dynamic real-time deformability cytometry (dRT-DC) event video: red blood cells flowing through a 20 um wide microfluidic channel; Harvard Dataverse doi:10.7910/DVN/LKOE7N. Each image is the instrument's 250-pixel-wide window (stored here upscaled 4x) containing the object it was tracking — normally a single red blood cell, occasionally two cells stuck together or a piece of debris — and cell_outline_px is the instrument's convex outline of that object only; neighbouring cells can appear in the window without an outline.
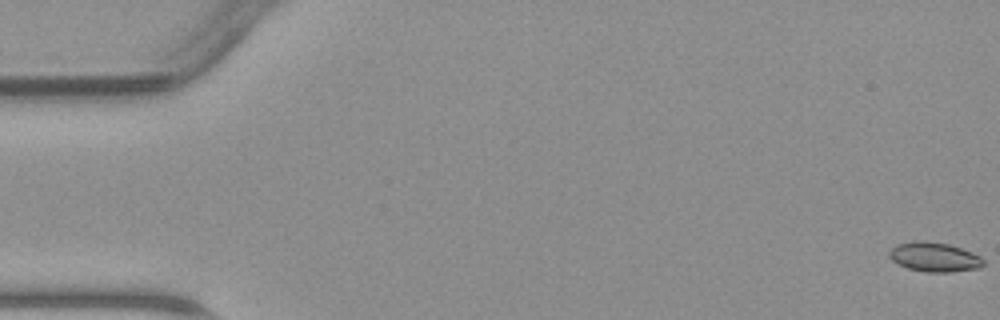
{"species": "common noctule bat (a hibernating species)", "species_latin": "Nyctalus noctula", "temperature_condition": "warm", "stored_images_in_passage": 38, "camera_frame_rate_fps": 3000, "um_per_image_px": 0.085, "animal": {"sex": "male", "body_mass_g": 23.1, "forearm_length_mm": 52.7}, "frame": {"image": 1, "passage_image": 1, "time_ms": 0.0, "image_size_px": [1000, 320], "cell_outline_px": [[984, 264], [980, 268], [952, 272], [924, 272], [908, 268], [892, 260], [888, 256], [888, 252], [896, 244], [912, 240], [948, 244], [972, 252], [980, 256], [984, 260]], "centroid_in_image_um": [79.41, 21.85], "position_along_channel_um": 5.6, "area_um2": 16.13}}
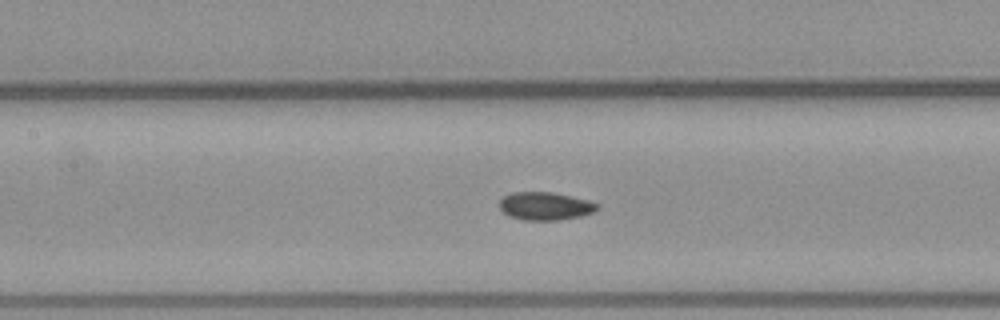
{"frame": {"image": 2, "passage_image": 22, "time_ms": 7.0, "image_size_px": [1000, 320], "cell_outline_px": [[600, 208], [596, 212], [580, 216], [556, 220], [524, 220], [508, 216], [500, 208], [500, 200], [504, 196], [512, 192], [552, 192], [588, 200], [600, 204]], "centroid_in_image_um": [46.38, 17.52], "position_along_channel_um": 161.0, "area_um2": 16.01}}
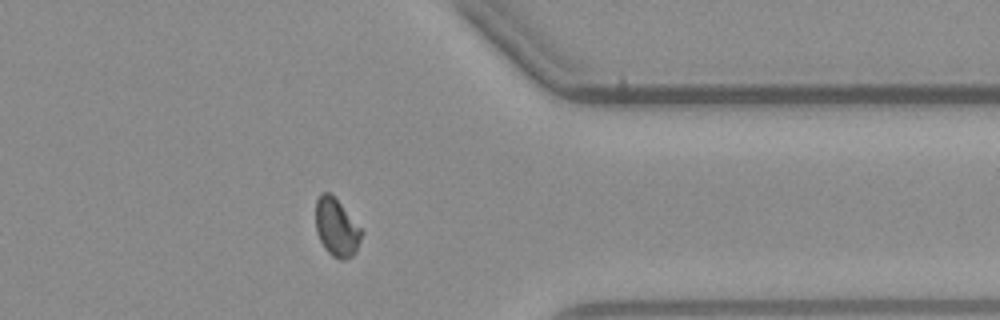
{"frame": {"image": 3, "passage_image": 38, "time_ms": 12.333, "image_size_px": [1000, 320], "cell_outline_px": [[364, 232], [356, 252], [352, 256], [344, 260], [340, 260], [332, 256], [324, 248], [316, 232], [316, 200], [320, 192], [328, 192], [340, 204]], "centroid_in_image_um": [28.6, 19.37], "position_along_channel_um": 382.8, "area_um2": 15.37}}